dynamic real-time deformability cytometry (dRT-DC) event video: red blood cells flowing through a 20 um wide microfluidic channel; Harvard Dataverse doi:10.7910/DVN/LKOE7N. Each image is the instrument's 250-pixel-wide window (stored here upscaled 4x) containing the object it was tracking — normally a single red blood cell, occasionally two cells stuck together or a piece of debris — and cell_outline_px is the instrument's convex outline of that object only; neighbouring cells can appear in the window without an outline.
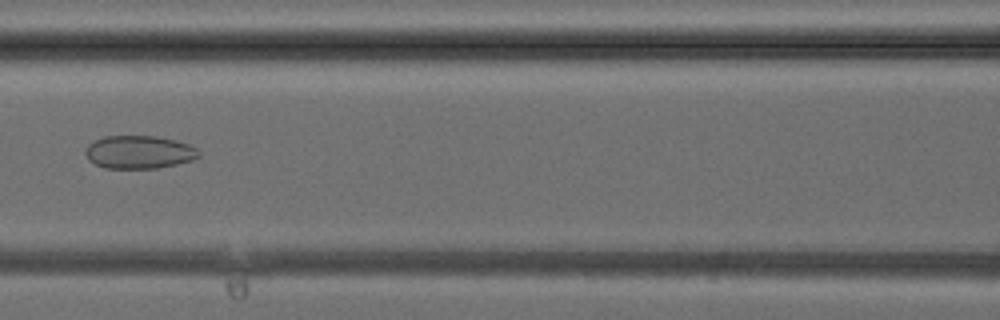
{"species": "common noctule bat (a hibernating species)", "species_latin": "Nyctalus noctula", "temperature_condition": "cold", "stored_images_in_passage": 35, "camera_frame_rate_fps": 3000, "um_per_image_px": 0.085, "animal": {"sex": "female", "body_mass_g": 24.6, "forearm_length_mm": 56.2}, "frame": {"image": 1, "passage_image": 14, "time_ms": 4.333, "image_size_px": [1000, 320], "cell_outline_px": [[200, 156], [192, 160], [176, 164], [156, 168], [104, 168], [88, 160], [84, 152], [84, 148], [88, 144], [104, 136], [156, 136], [176, 140], [188, 144], [196, 148], [200, 152]], "centroid_in_image_um": [11.8, 12.92], "position_along_channel_um": 154.8, "area_um2": 21.91}}
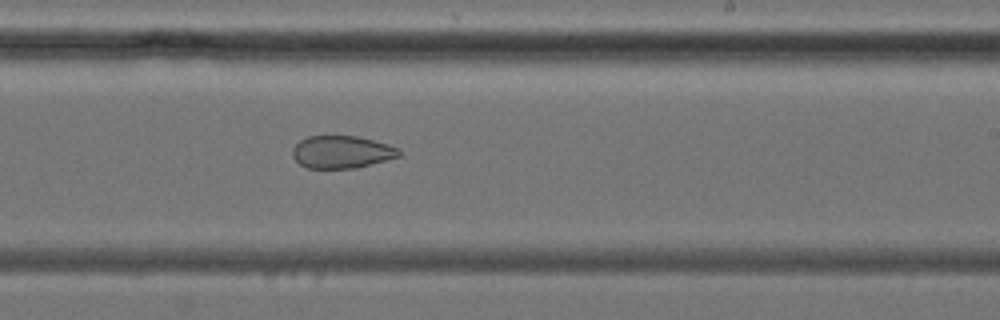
{"frame": {"image": 2, "passage_image": 20, "time_ms": 6.333, "image_size_px": [1000, 320], "cell_outline_px": [[400, 156], [356, 168], [308, 168], [300, 164], [292, 156], [292, 148], [300, 140], [308, 136], [356, 136], [388, 144], [400, 148]], "centroid_in_image_um": [29.03, 12.92], "position_along_channel_um": 260.0, "area_um2": 20.11}}
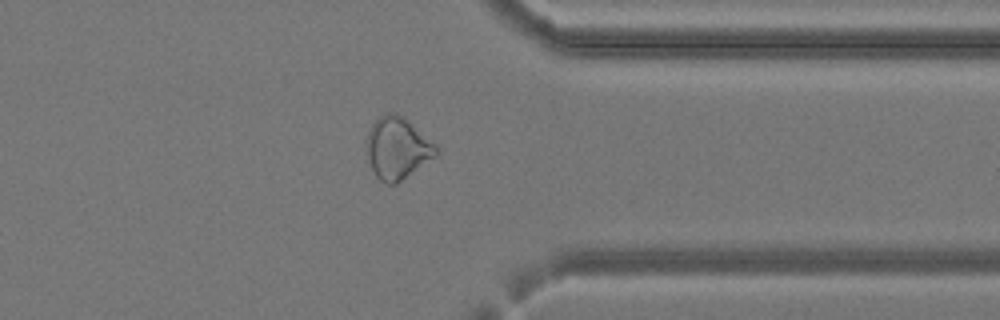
{"frame": {"image": 3, "passage_image": 27, "time_ms": 8.667, "image_size_px": [1000, 320], "cell_outline_px": [[440, 152], [436, 156], [396, 184], [388, 184], [380, 180], [376, 176], [372, 168], [364, 148], [368, 132], [372, 124], [380, 116], [388, 112], [396, 112], [404, 116], [436, 144]], "centroid_in_image_um": [33.77, 12.57], "position_along_channel_um": 377.6, "area_um2": 25.32}}